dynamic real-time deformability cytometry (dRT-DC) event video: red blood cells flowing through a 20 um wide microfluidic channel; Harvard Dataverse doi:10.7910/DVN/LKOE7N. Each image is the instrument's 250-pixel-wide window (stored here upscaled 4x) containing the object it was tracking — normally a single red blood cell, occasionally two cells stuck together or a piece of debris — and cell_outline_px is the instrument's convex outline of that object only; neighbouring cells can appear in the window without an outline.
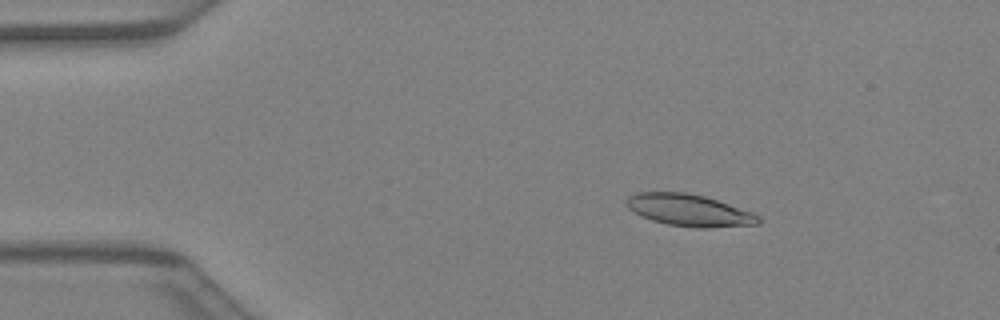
{"species": "Egyptian fruit bat (a non-hibernating species)", "species_latin": "Rousettus aegyptiacus", "temperature_condition": "warm", "stored_images_in_passage": 36, "camera_frame_rate_fps": 3000, "um_per_image_px": 0.085, "animal": {"sex": "female"}, "frame": {"image": 1, "passage_image": 2, "time_ms": 0.333, "image_size_px": [1000, 320], "cell_outline_px": [[760, 224], [708, 228], [696, 228], [668, 224], [652, 220], [628, 208], [628, 196], [636, 192], [684, 192], [704, 196], [752, 212], [760, 216]], "centroid_in_image_um": [58.62, 17.87], "position_along_channel_um": 26.4, "area_um2": 24.22}}
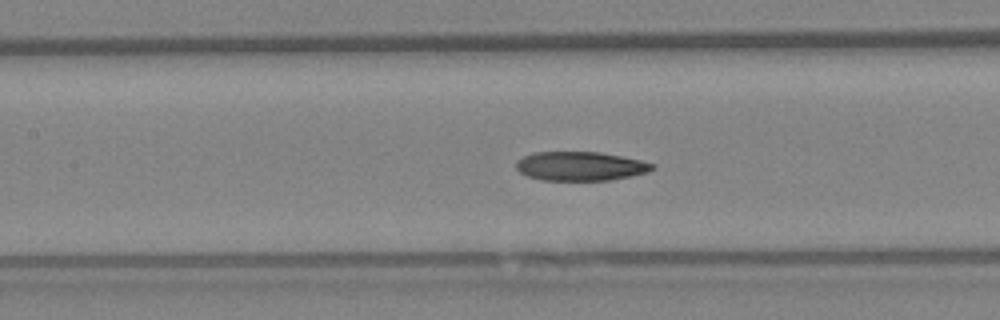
{"frame": {"image": 2, "passage_image": 14, "time_ms": 4.333, "image_size_px": [1000, 320], "cell_outline_px": [[656, 168], [648, 172], [608, 180], [540, 180], [528, 176], [520, 172], [516, 168], [516, 160], [532, 152], [600, 152], [640, 160], [656, 164]], "centroid_in_image_um": [49.32, 14.12], "position_along_channel_um": 158.1, "area_um2": 23.0}}
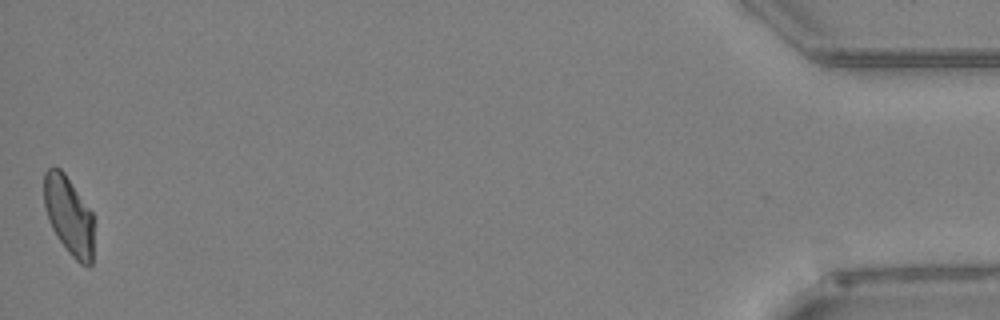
{"frame": {"image": 3, "passage_image": 36, "time_ms": 11.667, "image_size_px": [1000, 320], "cell_outline_px": [[92, 264], [88, 268], [80, 264], [68, 252], [56, 236], [48, 220], [44, 208], [44, 172], [48, 168], [60, 168], [64, 172], [92, 212]], "centroid_in_image_um": [5.83, 18.33], "position_along_channel_um": 429.4, "area_um2": 22.72}}